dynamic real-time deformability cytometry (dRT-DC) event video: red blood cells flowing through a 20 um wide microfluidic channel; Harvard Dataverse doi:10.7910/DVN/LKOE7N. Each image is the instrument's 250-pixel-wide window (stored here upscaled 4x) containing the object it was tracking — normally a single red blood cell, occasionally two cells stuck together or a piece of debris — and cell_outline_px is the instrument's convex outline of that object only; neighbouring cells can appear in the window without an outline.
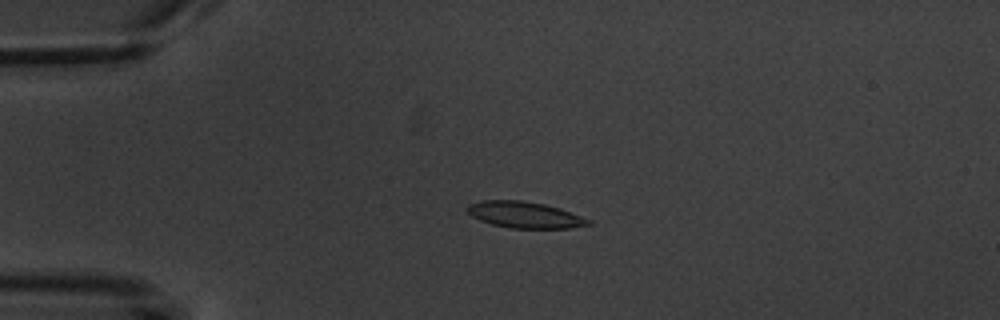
{"species": "common noctule bat (a hibernating species)", "species_latin": "Nyctalus noctula", "temperature_condition": "warm", "stored_images_in_passage": 6, "camera_frame_rate_fps": 3000, "um_per_image_px": 0.085, "animal": {"sex": "male", "body_mass_g": 20.1, "forearm_length_mm": 53.5}, "frame": {"image": 1, "passage_image": 4, "time_ms": 4.333, "image_size_px": [1000, 320], "cell_outline_px": [[592, 224], [568, 228], [508, 228], [492, 224], [480, 220], [472, 216], [464, 208], [468, 204], [484, 200], [520, 200], [544, 204], [560, 208], [592, 220]], "centroid_in_image_um": [44.59, 18.26], "position_along_channel_um": 40.4, "area_um2": 18.61}}